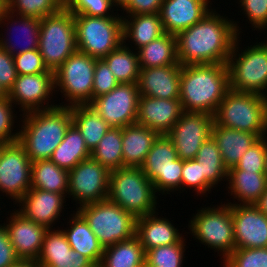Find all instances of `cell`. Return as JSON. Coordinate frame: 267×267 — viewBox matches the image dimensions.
<instances>
[{"mask_svg": "<svg viewBox=\"0 0 267 267\" xmlns=\"http://www.w3.org/2000/svg\"><path fill=\"white\" fill-rule=\"evenodd\" d=\"M235 22V23H234ZM239 22L228 20L215 9L202 20L176 35L178 60L181 65L227 64Z\"/></svg>", "mask_w": 267, "mask_h": 267, "instance_id": "6da1fadb", "label": "cell"}, {"mask_svg": "<svg viewBox=\"0 0 267 267\" xmlns=\"http://www.w3.org/2000/svg\"><path fill=\"white\" fill-rule=\"evenodd\" d=\"M229 90L227 64L181 65L179 100L184 112L214 115Z\"/></svg>", "mask_w": 267, "mask_h": 267, "instance_id": "7a4b0ae2", "label": "cell"}, {"mask_svg": "<svg viewBox=\"0 0 267 267\" xmlns=\"http://www.w3.org/2000/svg\"><path fill=\"white\" fill-rule=\"evenodd\" d=\"M18 141L33 161L49 160L72 124V106H56L21 114Z\"/></svg>", "mask_w": 267, "mask_h": 267, "instance_id": "3957f363", "label": "cell"}, {"mask_svg": "<svg viewBox=\"0 0 267 267\" xmlns=\"http://www.w3.org/2000/svg\"><path fill=\"white\" fill-rule=\"evenodd\" d=\"M156 190L141 167H122L110 171L108 200L135 218L155 213Z\"/></svg>", "mask_w": 267, "mask_h": 267, "instance_id": "277c9868", "label": "cell"}, {"mask_svg": "<svg viewBox=\"0 0 267 267\" xmlns=\"http://www.w3.org/2000/svg\"><path fill=\"white\" fill-rule=\"evenodd\" d=\"M213 118V125L267 136V97L230 89Z\"/></svg>", "mask_w": 267, "mask_h": 267, "instance_id": "5b68a950", "label": "cell"}, {"mask_svg": "<svg viewBox=\"0 0 267 267\" xmlns=\"http://www.w3.org/2000/svg\"><path fill=\"white\" fill-rule=\"evenodd\" d=\"M240 37H236L227 61L230 89L267 97V41L242 50L238 47Z\"/></svg>", "mask_w": 267, "mask_h": 267, "instance_id": "8992f818", "label": "cell"}, {"mask_svg": "<svg viewBox=\"0 0 267 267\" xmlns=\"http://www.w3.org/2000/svg\"><path fill=\"white\" fill-rule=\"evenodd\" d=\"M122 17L73 14L77 51L103 59L123 43Z\"/></svg>", "mask_w": 267, "mask_h": 267, "instance_id": "52a82bcc", "label": "cell"}, {"mask_svg": "<svg viewBox=\"0 0 267 267\" xmlns=\"http://www.w3.org/2000/svg\"><path fill=\"white\" fill-rule=\"evenodd\" d=\"M76 211L104 248L135 235L136 218L108 199L80 206Z\"/></svg>", "mask_w": 267, "mask_h": 267, "instance_id": "ba28073f", "label": "cell"}, {"mask_svg": "<svg viewBox=\"0 0 267 267\" xmlns=\"http://www.w3.org/2000/svg\"><path fill=\"white\" fill-rule=\"evenodd\" d=\"M38 50L48 70L53 72L77 51L71 12L58 11L40 19Z\"/></svg>", "mask_w": 267, "mask_h": 267, "instance_id": "9c48e42d", "label": "cell"}, {"mask_svg": "<svg viewBox=\"0 0 267 267\" xmlns=\"http://www.w3.org/2000/svg\"><path fill=\"white\" fill-rule=\"evenodd\" d=\"M189 224L190 233L201 244L221 253L223 261L235 250L231 202L198 210Z\"/></svg>", "mask_w": 267, "mask_h": 267, "instance_id": "30bf717a", "label": "cell"}, {"mask_svg": "<svg viewBox=\"0 0 267 267\" xmlns=\"http://www.w3.org/2000/svg\"><path fill=\"white\" fill-rule=\"evenodd\" d=\"M96 58L76 51L54 71L55 92L60 90L68 104L74 106L89 104L92 101L93 76ZM58 89V90H57Z\"/></svg>", "mask_w": 267, "mask_h": 267, "instance_id": "8fae6325", "label": "cell"}, {"mask_svg": "<svg viewBox=\"0 0 267 267\" xmlns=\"http://www.w3.org/2000/svg\"><path fill=\"white\" fill-rule=\"evenodd\" d=\"M31 166L32 161L19 141L3 145L0 153V191L14 204L31 188Z\"/></svg>", "mask_w": 267, "mask_h": 267, "instance_id": "7c38bea8", "label": "cell"}, {"mask_svg": "<svg viewBox=\"0 0 267 267\" xmlns=\"http://www.w3.org/2000/svg\"><path fill=\"white\" fill-rule=\"evenodd\" d=\"M110 171L91 157L69 171L68 197L80 206L104 201L109 193ZM70 195V196H69Z\"/></svg>", "mask_w": 267, "mask_h": 267, "instance_id": "4fadbf2b", "label": "cell"}, {"mask_svg": "<svg viewBox=\"0 0 267 267\" xmlns=\"http://www.w3.org/2000/svg\"><path fill=\"white\" fill-rule=\"evenodd\" d=\"M139 98L137 83H120L109 93L93 98L89 105L110 127L122 128L137 123Z\"/></svg>", "mask_w": 267, "mask_h": 267, "instance_id": "5bb4252c", "label": "cell"}, {"mask_svg": "<svg viewBox=\"0 0 267 267\" xmlns=\"http://www.w3.org/2000/svg\"><path fill=\"white\" fill-rule=\"evenodd\" d=\"M213 124L211 114L183 112L167 133L177 156L182 160L195 159L201 145L211 136Z\"/></svg>", "mask_w": 267, "mask_h": 267, "instance_id": "9a60e30c", "label": "cell"}, {"mask_svg": "<svg viewBox=\"0 0 267 267\" xmlns=\"http://www.w3.org/2000/svg\"><path fill=\"white\" fill-rule=\"evenodd\" d=\"M54 72L18 75L13 87L8 92V98L21 112L27 113L35 110H47L58 106L50 103V96L55 93ZM50 98V99H48ZM48 102V103H47ZM46 104V106H44Z\"/></svg>", "mask_w": 267, "mask_h": 267, "instance_id": "2e32d148", "label": "cell"}, {"mask_svg": "<svg viewBox=\"0 0 267 267\" xmlns=\"http://www.w3.org/2000/svg\"><path fill=\"white\" fill-rule=\"evenodd\" d=\"M235 249L267 247V216L254 204H231Z\"/></svg>", "mask_w": 267, "mask_h": 267, "instance_id": "e0dca14e", "label": "cell"}, {"mask_svg": "<svg viewBox=\"0 0 267 267\" xmlns=\"http://www.w3.org/2000/svg\"><path fill=\"white\" fill-rule=\"evenodd\" d=\"M10 215L4 226L16 255L22 260H36L48 228L26 219L18 210H13Z\"/></svg>", "mask_w": 267, "mask_h": 267, "instance_id": "ac0fdd59", "label": "cell"}, {"mask_svg": "<svg viewBox=\"0 0 267 267\" xmlns=\"http://www.w3.org/2000/svg\"><path fill=\"white\" fill-rule=\"evenodd\" d=\"M65 197L64 194L30 188L16 205L21 206L18 212L26 219L51 229L61 217Z\"/></svg>", "mask_w": 267, "mask_h": 267, "instance_id": "d6986e66", "label": "cell"}, {"mask_svg": "<svg viewBox=\"0 0 267 267\" xmlns=\"http://www.w3.org/2000/svg\"><path fill=\"white\" fill-rule=\"evenodd\" d=\"M210 2L209 0H164L159 14L165 33L176 36L202 20L213 10L210 9Z\"/></svg>", "mask_w": 267, "mask_h": 267, "instance_id": "ffe728a7", "label": "cell"}, {"mask_svg": "<svg viewBox=\"0 0 267 267\" xmlns=\"http://www.w3.org/2000/svg\"><path fill=\"white\" fill-rule=\"evenodd\" d=\"M179 99H162L140 95L137 124L167 134L183 113Z\"/></svg>", "mask_w": 267, "mask_h": 267, "instance_id": "44dd1931", "label": "cell"}, {"mask_svg": "<svg viewBox=\"0 0 267 267\" xmlns=\"http://www.w3.org/2000/svg\"><path fill=\"white\" fill-rule=\"evenodd\" d=\"M180 75L181 65L140 68L137 82L140 95L162 99H179Z\"/></svg>", "mask_w": 267, "mask_h": 267, "instance_id": "7402d4cb", "label": "cell"}, {"mask_svg": "<svg viewBox=\"0 0 267 267\" xmlns=\"http://www.w3.org/2000/svg\"><path fill=\"white\" fill-rule=\"evenodd\" d=\"M41 267H91L94 263L71 249L62 229H48L36 259Z\"/></svg>", "mask_w": 267, "mask_h": 267, "instance_id": "603a6c76", "label": "cell"}, {"mask_svg": "<svg viewBox=\"0 0 267 267\" xmlns=\"http://www.w3.org/2000/svg\"><path fill=\"white\" fill-rule=\"evenodd\" d=\"M177 158L172 139L167 134H159L141 166L143 173L153 183L156 193L166 194V168Z\"/></svg>", "mask_w": 267, "mask_h": 267, "instance_id": "cb8c5ba5", "label": "cell"}, {"mask_svg": "<svg viewBox=\"0 0 267 267\" xmlns=\"http://www.w3.org/2000/svg\"><path fill=\"white\" fill-rule=\"evenodd\" d=\"M157 215L158 212H155L136 218L135 235L145 252L159 246L172 245L183 237L169 219Z\"/></svg>", "mask_w": 267, "mask_h": 267, "instance_id": "d4e9b609", "label": "cell"}, {"mask_svg": "<svg viewBox=\"0 0 267 267\" xmlns=\"http://www.w3.org/2000/svg\"><path fill=\"white\" fill-rule=\"evenodd\" d=\"M211 136L220 150L224 166L229 170L238 163L243 154L259 137L250 132L213 125Z\"/></svg>", "mask_w": 267, "mask_h": 267, "instance_id": "484cf974", "label": "cell"}, {"mask_svg": "<svg viewBox=\"0 0 267 267\" xmlns=\"http://www.w3.org/2000/svg\"><path fill=\"white\" fill-rule=\"evenodd\" d=\"M15 17H16V20L14 19ZM5 22H7V23H5ZM7 24L8 25L10 24L9 25L10 31H11L12 27H13L12 31L18 30V33H19V31H21V32L23 31L22 33L21 32L20 33L23 35L22 38H24L25 41H24V39L22 41H20V42H24L23 46H21L19 44V42L16 43L14 41V43H13L12 37L10 38L11 40L9 38L7 39V37H5V35H3V33H2V34H0V47L2 49L8 51L12 56H15L17 54H20V53H23V52H26L29 50L38 49L39 36H40V19L34 18V17H26V16L16 15L14 13H10L7 10L4 13V15L0 18L1 29H2L3 25L5 26ZM14 28H15V30H13ZM3 37H5V38L3 39ZM22 38H20V39H22ZM17 44H18V46H17Z\"/></svg>", "mask_w": 267, "mask_h": 267, "instance_id": "4316f807", "label": "cell"}, {"mask_svg": "<svg viewBox=\"0 0 267 267\" xmlns=\"http://www.w3.org/2000/svg\"><path fill=\"white\" fill-rule=\"evenodd\" d=\"M158 135L137 123L122 127L123 167H141Z\"/></svg>", "mask_w": 267, "mask_h": 267, "instance_id": "83f0119b", "label": "cell"}, {"mask_svg": "<svg viewBox=\"0 0 267 267\" xmlns=\"http://www.w3.org/2000/svg\"><path fill=\"white\" fill-rule=\"evenodd\" d=\"M163 34L165 31L159 13L122 17L123 43H126L127 40L131 41L130 43L133 41L136 51Z\"/></svg>", "mask_w": 267, "mask_h": 267, "instance_id": "f1b7e54d", "label": "cell"}, {"mask_svg": "<svg viewBox=\"0 0 267 267\" xmlns=\"http://www.w3.org/2000/svg\"><path fill=\"white\" fill-rule=\"evenodd\" d=\"M69 218V226L62 229L71 249L89 258L94 264L100 265L104 247L99 243L98 238L88 226L85 219L76 211ZM70 228V229H69Z\"/></svg>", "mask_w": 267, "mask_h": 267, "instance_id": "f546056e", "label": "cell"}, {"mask_svg": "<svg viewBox=\"0 0 267 267\" xmlns=\"http://www.w3.org/2000/svg\"><path fill=\"white\" fill-rule=\"evenodd\" d=\"M227 181V187L239 205L255 204L267 188L265 173L254 171L228 170Z\"/></svg>", "mask_w": 267, "mask_h": 267, "instance_id": "4dcf8cb0", "label": "cell"}, {"mask_svg": "<svg viewBox=\"0 0 267 267\" xmlns=\"http://www.w3.org/2000/svg\"><path fill=\"white\" fill-rule=\"evenodd\" d=\"M139 67L152 68L181 65L178 60L176 36L165 33L137 50Z\"/></svg>", "mask_w": 267, "mask_h": 267, "instance_id": "1f68e13d", "label": "cell"}, {"mask_svg": "<svg viewBox=\"0 0 267 267\" xmlns=\"http://www.w3.org/2000/svg\"><path fill=\"white\" fill-rule=\"evenodd\" d=\"M72 123L81 132L90 152L110 129L107 122L89 104L72 106Z\"/></svg>", "mask_w": 267, "mask_h": 267, "instance_id": "d6a6232c", "label": "cell"}, {"mask_svg": "<svg viewBox=\"0 0 267 267\" xmlns=\"http://www.w3.org/2000/svg\"><path fill=\"white\" fill-rule=\"evenodd\" d=\"M100 267H145V250L138 237L105 247Z\"/></svg>", "mask_w": 267, "mask_h": 267, "instance_id": "836d02e7", "label": "cell"}, {"mask_svg": "<svg viewBox=\"0 0 267 267\" xmlns=\"http://www.w3.org/2000/svg\"><path fill=\"white\" fill-rule=\"evenodd\" d=\"M91 152L86 147L84 138L72 123L67 129L63 141L53 151L50 158L58 167L72 170L79 162L90 158Z\"/></svg>", "mask_w": 267, "mask_h": 267, "instance_id": "e575fe53", "label": "cell"}, {"mask_svg": "<svg viewBox=\"0 0 267 267\" xmlns=\"http://www.w3.org/2000/svg\"><path fill=\"white\" fill-rule=\"evenodd\" d=\"M69 171L49 160L33 161L31 188L68 195Z\"/></svg>", "mask_w": 267, "mask_h": 267, "instance_id": "d590c367", "label": "cell"}, {"mask_svg": "<svg viewBox=\"0 0 267 267\" xmlns=\"http://www.w3.org/2000/svg\"><path fill=\"white\" fill-rule=\"evenodd\" d=\"M129 47L131 46H128V43H122L103 58L119 83L138 82L140 72L138 53Z\"/></svg>", "mask_w": 267, "mask_h": 267, "instance_id": "8d00e7d4", "label": "cell"}, {"mask_svg": "<svg viewBox=\"0 0 267 267\" xmlns=\"http://www.w3.org/2000/svg\"><path fill=\"white\" fill-rule=\"evenodd\" d=\"M90 157L105 166L109 171L122 168V128L110 127L92 150Z\"/></svg>", "mask_w": 267, "mask_h": 267, "instance_id": "74e56055", "label": "cell"}, {"mask_svg": "<svg viewBox=\"0 0 267 267\" xmlns=\"http://www.w3.org/2000/svg\"><path fill=\"white\" fill-rule=\"evenodd\" d=\"M195 159L201 162L202 175L214 187L219 181H227L228 170L224 166L221 153L212 136L200 147Z\"/></svg>", "mask_w": 267, "mask_h": 267, "instance_id": "f35d334b", "label": "cell"}, {"mask_svg": "<svg viewBox=\"0 0 267 267\" xmlns=\"http://www.w3.org/2000/svg\"><path fill=\"white\" fill-rule=\"evenodd\" d=\"M172 245L159 246L145 252V267H183L186 239ZM185 241V242H184Z\"/></svg>", "mask_w": 267, "mask_h": 267, "instance_id": "ab89813d", "label": "cell"}, {"mask_svg": "<svg viewBox=\"0 0 267 267\" xmlns=\"http://www.w3.org/2000/svg\"><path fill=\"white\" fill-rule=\"evenodd\" d=\"M7 10L16 15L38 19L58 12L54 0H8Z\"/></svg>", "mask_w": 267, "mask_h": 267, "instance_id": "60d3db41", "label": "cell"}, {"mask_svg": "<svg viewBox=\"0 0 267 267\" xmlns=\"http://www.w3.org/2000/svg\"><path fill=\"white\" fill-rule=\"evenodd\" d=\"M223 267H267V247L235 249Z\"/></svg>", "mask_w": 267, "mask_h": 267, "instance_id": "b9f144b4", "label": "cell"}, {"mask_svg": "<svg viewBox=\"0 0 267 267\" xmlns=\"http://www.w3.org/2000/svg\"><path fill=\"white\" fill-rule=\"evenodd\" d=\"M265 158L266 136L260 137L253 145H251L235 167H232L229 170H244L265 173Z\"/></svg>", "mask_w": 267, "mask_h": 267, "instance_id": "7bdbcfd3", "label": "cell"}, {"mask_svg": "<svg viewBox=\"0 0 267 267\" xmlns=\"http://www.w3.org/2000/svg\"><path fill=\"white\" fill-rule=\"evenodd\" d=\"M184 187H192L199 196L214 188L202 175L201 162L196 159L183 160L181 189L185 190Z\"/></svg>", "mask_w": 267, "mask_h": 267, "instance_id": "ee69618b", "label": "cell"}, {"mask_svg": "<svg viewBox=\"0 0 267 267\" xmlns=\"http://www.w3.org/2000/svg\"><path fill=\"white\" fill-rule=\"evenodd\" d=\"M120 83L103 59H97L93 76V98L109 93Z\"/></svg>", "mask_w": 267, "mask_h": 267, "instance_id": "f6af8a7d", "label": "cell"}, {"mask_svg": "<svg viewBox=\"0 0 267 267\" xmlns=\"http://www.w3.org/2000/svg\"><path fill=\"white\" fill-rule=\"evenodd\" d=\"M14 107L16 108V105L12 104L8 96L0 99V141L3 143H12L19 139L20 129H17L18 132H13L14 118H17L13 112Z\"/></svg>", "mask_w": 267, "mask_h": 267, "instance_id": "bcb514c9", "label": "cell"}, {"mask_svg": "<svg viewBox=\"0 0 267 267\" xmlns=\"http://www.w3.org/2000/svg\"><path fill=\"white\" fill-rule=\"evenodd\" d=\"M13 58L18 75L37 74L48 71L38 49L17 54Z\"/></svg>", "mask_w": 267, "mask_h": 267, "instance_id": "7dc6e473", "label": "cell"}, {"mask_svg": "<svg viewBox=\"0 0 267 267\" xmlns=\"http://www.w3.org/2000/svg\"><path fill=\"white\" fill-rule=\"evenodd\" d=\"M254 30H267V0H238Z\"/></svg>", "mask_w": 267, "mask_h": 267, "instance_id": "c3c4849f", "label": "cell"}, {"mask_svg": "<svg viewBox=\"0 0 267 267\" xmlns=\"http://www.w3.org/2000/svg\"><path fill=\"white\" fill-rule=\"evenodd\" d=\"M113 6L114 5L111 0H77L76 6L70 12L72 14L109 17L114 16L111 14L114 9Z\"/></svg>", "mask_w": 267, "mask_h": 267, "instance_id": "681fc988", "label": "cell"}, {"mask_svg": "<svg viewBox=\"0 0 267 267\" xmlns=\"http://www.w3.org/2000/svg\"><path fill=\"white\" fill-rule=\"evenodd\" d=\"M13 56L0 47V84L9 92L17 79Z\"/></svg>", "mask_w": 267, "mask_h": 267, "instance_id": "f907efd6", "label": "cell"}, {"mask_svg": "<svg viewBox=\"0 0 267 267\" xmlns=\"http://www.w3.org/2000/svg\"><path fill=\"white\" fill-rule=\"evenodd\" d=\"M19 257L15 253L14 246L10 242V238L6 227L0 225V267H10L19 261Z\"/></svg>", "mask_w": 267, "mask_h": 267, "instance_id": "816d5d0a", "label": "cell"}, {"mask_svg": "<svg viewBox=\"0 0 267 267\" xmlns=\"http://www.w3.org/2000/svg\"><path fill=\"white\" fill-rule=\"evenodd\" d=\"M164 0H131L122 10L128 15L156 14Z\"/></svg>", "mask_w": 267, "mask_h": 267, "instance_id": "f5cc1de1", "label": "cell"}, {"mask_svg": "<svg viewBox=\"0 0 267 267\" xmlns=\"http://www.w3.org/2000/svg\"><path fill=\"white\" fill-rule=\"evenodd\" d=\"M183 160L179 157L166 168V193L181 192Z\"/></svg>", "mask_w": 267, "mask_h": 267, "instance_id": "db71d44e", "label": "cell"}, {"mask_svg": "<svg viewBox=\"0 0 267 267\" xmlns=\"http://www.w3.org/2000/svg\"><path fill=\"white\" fill-rule=\"evenodd\" d=\"M58 11L70 12L77 3V0H54Z\"/></svg>", "mask_w": 267, "mask_h": 267, "instance_id": "11a10c76", "label": "cell"}, {"mask_svg": "<svg viewBox=\"0 0 267 267\" xmlns=\"http://www.w3.org/2000/svg\"><path fill=\"white\" fill-rule=\"evenodd\" d=\"M254 205L267 216V188Z\"/></svg>", "mask_w": 267, "mask_h": 267, "instance_id": "9f6ffc18", "label": "cell"}, {"mask_svg": "<svg viewBox=\"0 0 267 267\" xmlns=\"http://www.w3.org/2000/svg\"><path fill=\"white\" fill-rule=\"evenodd\" d=\"M10 267H41L36 260H22L20 259L17 263L11 265Z\"/></svg>", "mask_w": 267, "mask_h": 267, "instance_id": "6f0895ef", "label": "cell"}, {"mask_svg": "<svg viewBox=\"0 0 267 267\" xmlns=\"http://www.w3.org/2000/svg\"><path fill=\"white\" fill-rule=\"evenodd\" d=\"M114 7L124 8L131 0H111Z\"/></svg>", "mask_w": 267, "mask_h": 267, "instance_id": "680465c9", "label": "cell"}, {"mask_svg": "<svg viewBox=\"0 0 267 267\" xmlns=\"http://www.w3.org/2000/svg\"><path fill=\"white\" fill-rule=\"evenodd\" d=\"M7 1L8 0H0V18L7 11Z\"/></svg>", "mask_w": 267, "mask_h": 267, "instance_id": "91938a15", "label": "cell"}, {"mask_svg": "<svg viewBox=\"0 0 267 267\" xmlns=\"http://www.w3.org/2000/svg\"><path fill=\"white\" fill-rule=\"evenodd\" d=\"M8 96V92L3 88V86L0 84V99L7 97Z\"/></svg>", "mask_w": 267, "mask_h": 267, "instance_id": "94428289", "label": "cell"}, {"mask_svg": "<svg viewBox=\"0 0 267 267\" xmlns=\"http://www.w3.org/2000/svg\"><path fill=\"white\" fill-rule=\"evenodd\" d=\"M265 175H266V177H267V136H266Z\"/></svg>", "mask_w": 267, "mask_h": 267, "instance_id": "6125c7cd", "label": "cell"}, {"mask_svg": "<svg viewBox=\"0 0 267 267\" xmlns=\"http://www.w3.org/2000/svg\"><path fill=\"white\" fill-rule=\"evenodd\" d=\"M4 144L5 143H3V142L0 141V153H1V150H2V147H3Z\"/></svg>", "mask_w": 267, "mask_h": 267, "instance_id": "be15d7a7", "label": "cell"}, {"mask_svg": "<svg viewBox=\"0 0 267 267\" xmlns=\"http://www.w3.org/2000/svg\"><path fill=\"white\" fill-rule=\"evenodd\" d=\"M91 267H100L98 264H93Z\"/></svg>", "mask_w": 267, "mask_h": 267, "instance_id": "e7e4bbea", "label": "cell"}]
</instances>
